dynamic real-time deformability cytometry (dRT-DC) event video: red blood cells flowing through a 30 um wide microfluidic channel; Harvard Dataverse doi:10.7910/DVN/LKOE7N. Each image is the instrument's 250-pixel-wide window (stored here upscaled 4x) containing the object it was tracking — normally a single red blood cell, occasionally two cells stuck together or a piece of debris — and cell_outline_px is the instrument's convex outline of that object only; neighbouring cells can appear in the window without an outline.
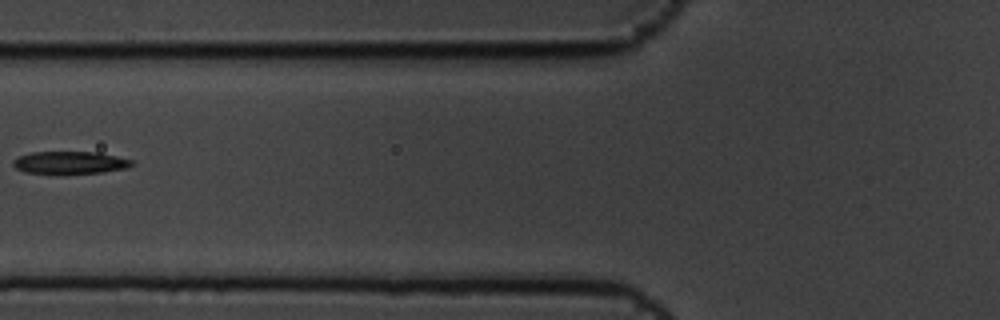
{"species": "common noctule bat (a hibernating species)", "species_latin": "Nyctalus noctula", "temperature_condition": "cold", "stored_images_in_passage": 17, "camera_frame_rate_fps": 3000, "um_per_image_px": 0.085, "animal": {"sex": "male", "body_mass_g": 19.5, "forearm_length_mm": 54.6}, "frame": {"image": 1, "passage_image": 8, "time_ms": 2.333, "image_size_px": [1000, 320], "cell_outline_px": [[136, 164], [128, 168], [104, 172], [24, 172], [16, 168], [12, 164], [12, 160], [20, 156], [32, 152], [100, 152], [132, 160]], "centroid_in_image_um": [6.0, 13.8], "position_along_channel_um": 119.8, "area_um2": 15.2}}
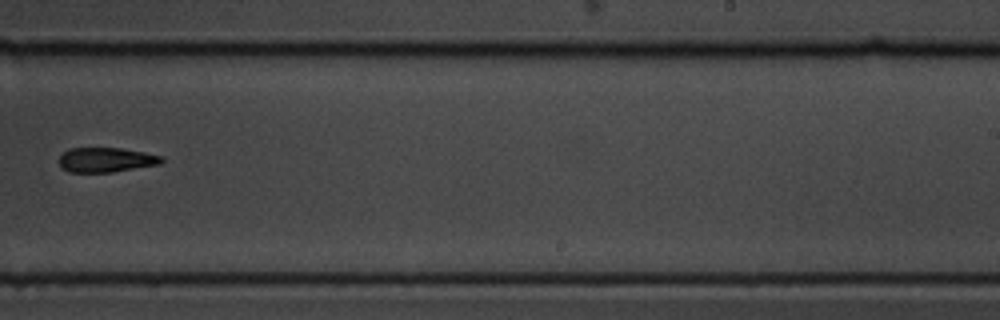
{"frame": {"image": 2, "passage_image": 12, "time_ms": 3.667, "image_size_px": [1000, 320], "cell_outline_px": [[164, 160], [160, 164], [112, 172], [68, 172], [60, 164], [60, 156], [68, 148], [120, 148], [144, 152], [164, 156]], "centroid_in_image_um": [9.05, 13.58], "position_along_channel_um": 280.0, "area_um2": 14.68}}
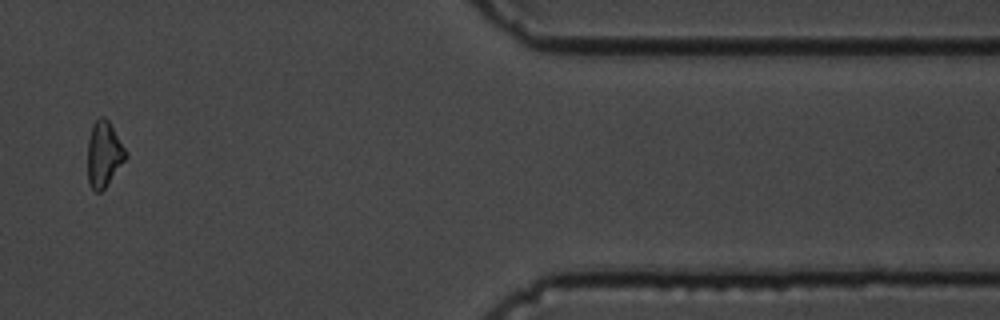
{"frame": {"image": 3, "passage_image": 16, "time_ms": 5.0, "image_size_px": [1000, 320], "cell_outline_px": [[128, 156], [104, 188], [100, 192], [96, 192], [88, 184], [88, 140], [92, 124], [100, 116], [104, 116], [108, 120], [128, 152]], "centroid_in_image_um": [8.83, 13.08], "position_along_channel_um": 402.6, "area_um2": 14.57}}